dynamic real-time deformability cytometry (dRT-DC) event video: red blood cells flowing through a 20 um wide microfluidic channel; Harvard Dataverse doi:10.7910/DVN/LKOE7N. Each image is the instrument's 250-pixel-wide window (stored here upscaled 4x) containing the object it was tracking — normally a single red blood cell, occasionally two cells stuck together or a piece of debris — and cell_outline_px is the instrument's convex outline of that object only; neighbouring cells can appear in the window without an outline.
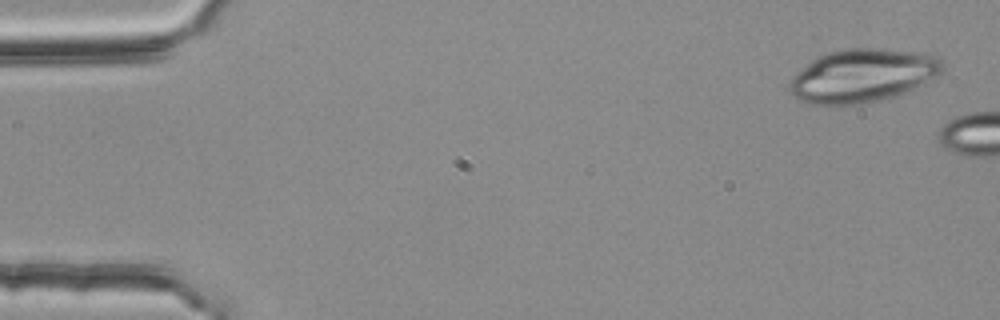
{"species": "common noctule bat (a hibernating species)", "species_latin": "Nyctalus noctula", "temperature_condition": "room temperature", "stored_images_in_passage": 5, "camera_frame_rate_fps": 3000, "um_per_image_px": 0.085, "animal": {"sex": "female", "body_mass_g": 25.1}, "frame": {"image": 1, "passage_image": 2, "time_ms": 0.333, "image_size_px": [1000, 320], "cell_outline_px": [[944, 68], [940, 72], [912, 88], [904, 92], [892, 96], [860, 104], [808, 104], [796, 100], [788, 88], [788, 80], [796, 72], [812, 60], [828, 52], [844, 48], [884, 48], [916, 52], [940, 56], [944, 60]], "centroid_in_image_um": [73.25, 6.41], "position_along_channel_um": 11.7, "area_um2": 47.28}}